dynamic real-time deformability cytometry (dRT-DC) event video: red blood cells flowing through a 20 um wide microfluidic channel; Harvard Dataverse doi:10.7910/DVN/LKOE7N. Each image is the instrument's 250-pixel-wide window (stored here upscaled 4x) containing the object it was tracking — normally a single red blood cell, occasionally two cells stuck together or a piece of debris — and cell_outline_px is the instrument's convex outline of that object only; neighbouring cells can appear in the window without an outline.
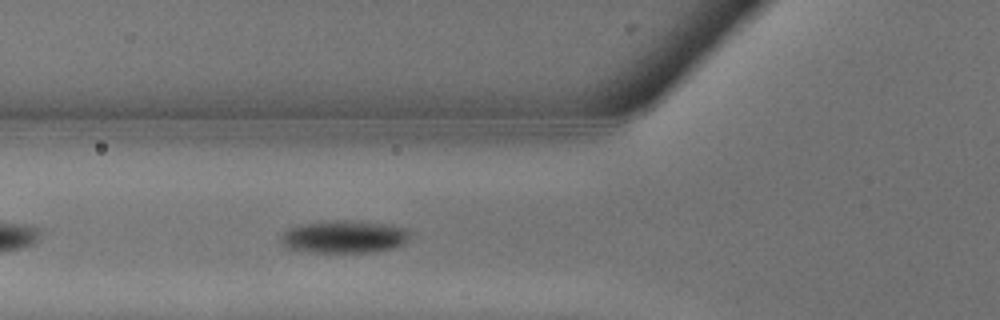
{"species": "common noctule bat (a hibernating species)", "species_latin": "Nyctalus noctula", "temperature_condition": "warm", "stored_images_in_passage": 5, "camera_frame_rate_fps": 3000, "um_per_image_px": 0.085, "animal": {"sex": "male", "body_mass_g": 13.3}, "frame": {"image": 1, "passage_image": 5, "time_ms": 1.333, "image_size_px": [1000, 320], "cell_outline_px": [[408, 240], [404, 244], [392, 248], [376, 252], [308, 252], [288, 248], [280, 240], [280, 236], [288, 228], [300, 224], [336, 220], [352, 220], [392, 224], [408, 228]], "centroid_in_image_um": [29.28, 20.11], "position_along_channel_um": 96.5, "area_um2": 24.8}}